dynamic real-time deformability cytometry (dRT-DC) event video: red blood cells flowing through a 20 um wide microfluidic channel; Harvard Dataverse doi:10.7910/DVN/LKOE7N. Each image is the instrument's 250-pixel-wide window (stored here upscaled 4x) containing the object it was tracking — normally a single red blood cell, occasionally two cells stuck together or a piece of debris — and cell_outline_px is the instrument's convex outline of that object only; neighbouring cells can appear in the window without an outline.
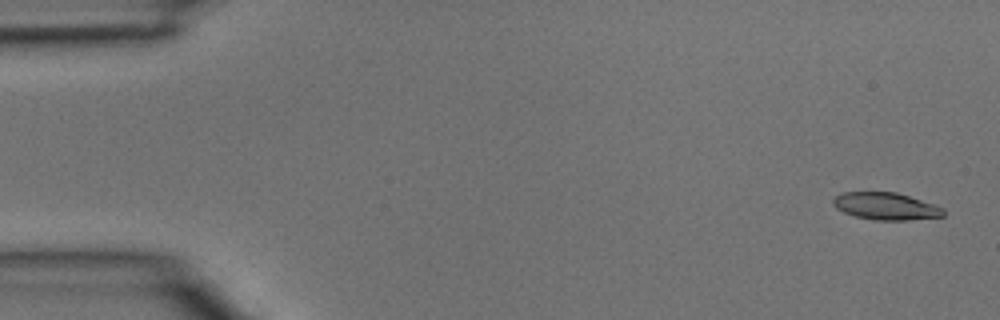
{"species": "common noctule bat (a hibernating species)", "species_latin": "Nyctalus noctula", "temperature_condition": "room temperature", "stored_images_in_passage": 3, "camera_frame_rate_fps": 3000, "um_per_image_px": 0.085, "animal": {"sex": "male", "body_mass_g": 15.6}, "frame": {"image": 1, "passage_image": 1, "time_ms": 0.0, "image_size_px": [1000, 320], "cell_outline_px": [[944, 216], [908, 220], [872, 220], [856, 216], [844, 212], [836, 208], [832, 204], [832, 200], [836, 196], [844, 192], [896, 192], [944, 208]], "centroid_in_image_um": [75.27, 17.53], "position_along_channel_um": 9.7, "area_um2": 17.34}}
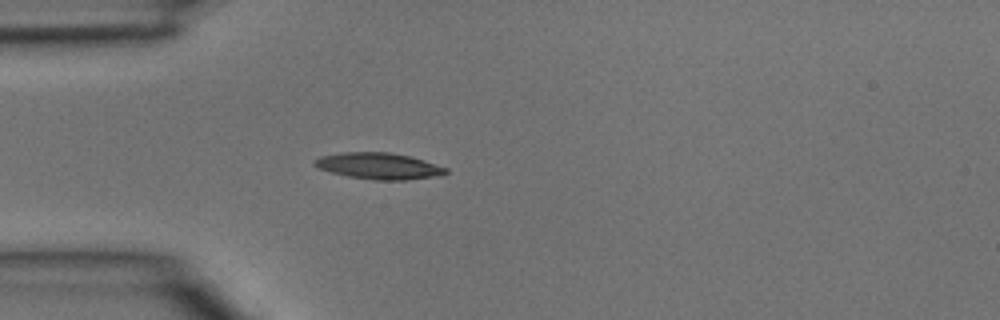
{"frame": {"image": 2, "passage_image": 3, "time_ms": 0.667, "image_size_px": [1000, 320], "cell_outline_px": [[448, 172], [432, 176], [404, 180], [376, 180], [348, 176], [332, 172], [320, 168], [312, 164], [312, 160], [320, 156], [340, 152], [388, 152], [408, 156], [424, 160], [448, 168]], "centroid_in_image_um": [32.15, 14.09], "position_along_channel_um": 52.9, "area_um2": 19.94}}